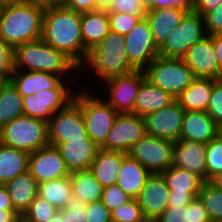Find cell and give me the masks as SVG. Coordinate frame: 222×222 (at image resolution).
Listing matches in <instances>:
<instances>
[{"label":"cell","mask_w":222,"mask_h":222,"mask_svg":"<svg viewBox=\"0 0 222 222\" xmlns=\"http://www.w3.org/2000/svg\"><path fill=\"white\" fill-rule=\"evenodd\" d=\"M81 14L59 3L45 4L42 40L63 52L79 68L85 63L89 50L81 36Z\"/></svg>","instance_id":"6da1fadb"},{"label":"cell","mask_w":222,"mask_h":222,"mask_svg":"<svg viewBox=\"0 0 222 222\" xmlns=\"http://www.w3.org/2000/svg\"><path fill=\"white\" fill-rule=\"evenodd\" d=\"M133 71L135 69L131 66L125 50L124 36L110 31L89 51L85 63L79 68V87L94 90L99 87L100 82Z\"/></svg>","instance_id":"7a4b0ae2"},{"label":"cell","mask_w":222,"mask_h":222,"mask_svg":"<svg viewBox=\"0 0 222 222\" xmlns=\"http://www.w3.org/2000/svg\"><path fill=\"white\" fill-rule=\"evenodd\" d=\"M14 66L19 71H40L79 81V67L63 52L42 39L14 47Z\"/></svg>","instance_id":"3957f363"},{"label":"cell","mask_w":222,"mask_h":222,"mask_svg":"<svg viewBox=\"0 0 222 222\" xmlns=\"http://www.w3.org/2000/svg\"><path fill=\"white\" fill-rule=\"evenodd\" d=\"M45 4L25 0L4 7L0 16V37L12 47L42 38Z\"/></svg>","instance_id":"277c9868"},{"label":"cell","mask_w":222,"mask_h":222,"mask_svg":"<svg viewBox=\"0 0 222 222\" xmlns=\"http://www.w3.org/2000/svg\"><path fill=\"white\" fill-rule=\"evenodd\" d=\"M73 101L81 108L88 137L99 147L108 138L117 111L95 90L79 87Z\"/></svg>","instance_id":"5b68a950"},{"label":"cell","mask_w":222,"mask_h":222,"mask_svg":"<svg viewBox=\"0 0 222 222\" xmlns=\"http://www.w3.org/2000/svg\"><path fill=\"white\" fill-rule=\"evenodd\" d=\"M0 143L34 153L49 144L48 122L22 115L0 129Z\"/></svg>","instance_id":"8992f818"},{"label":"cell","mask_w":222,"mask_h":222,"mask_svg":"<svg viewBox=\"0 0 222 222\" xmlns=\"http://www.w3.org/2000/svg\"><path fill=\"white\" fill-rule=\"evenodd\" d=\"M146 79L153 85L177 97L196 78L181 58L157 56L144 70Z\"/></svg>","instance_id":"52a82bcc"},{"label":"cell","mask_w":222,"mask_h":222,"mask_svg":"<svg viewBox=\"0 0 222 222\" xmlns=\"http://www.w3.org/2000/svg\"><path fill=\"white\" fill-rule=\"evenodd\" d=\"M80 83L63 80L55 89L23 96L24 115L46 122L58 111L64 110L74 99Z\"/></svg>","instance_id":"ba28073f"},{"label":"cell","mask_w":222,"mask_h":222,"mask_svg":"<svg viewBox=\"0 0 222 222\" xmlns=\"http://www.w3.org/2000/svg\"><path fill=\"white\" fill-rule=\"evenodd\" d=\"M146 80L144 71L135 70L126 75L110 78L100 83L95 91L111 105L117 113L134 114L137 94Z\"/></svg>","instance_id":"9c48e42d"},{"label":"cell","mask_w":222,"mask_h":222,"mask_svg":"<svg viewBox=\"0 0 222 222\" xmlns=\"http://www.w3.org/2000/svg\"><path fill=\"white\" fill-rule=\"evenodd\" d=\"M206 35L204 17L189 11L159 48V56L182 59L188 49Z\"/></svg>","instance_id":"30bf717a"},{"label":"cell","mask_w":222,"mask_h":222,"mask_svg":"<svg viewBox=\"0 0 222 222\" xmlns=\"http://www.w3.org/2000/svg\"><path fill=\"white\" fill-rule=\"evenodd\" d=\"M173 141L150 135L134 144L129 155L150 173H161L173 164Z\"/></svg>","instance_id":"8fae6325"},{"label":"cell","mask_w":222,"mask_h":222,"mask_svg":"<svg viewBox=\"0 0 222 222\" xmlns=\"http://www.w3.org/2000/svg\"><path fill=\"white\" fill-rule=\"evenodd\" d=\"M146 135L144 117L118 113L108 138L100 149L128 154L131 147Z\"/></svg>","instance_id":"7c38bea8"},{"label":"cell","mask_w":222,"mask_h":222,"mask_svg":"<svg viewBox=\"0 0 222 222\" xmlns=\"http://www.w3.org/2000/svg\"><path fill=\"white\" fill-rule=\"evenodd\" d=\"M124 42L128 60L135 70L144 71L159 56V49L154 42L146 17L141 18L124 36Z\"/></svg>","instance_id":"4fadbf2b"},{"label":"cell","mask_w":222,"mask_h":222,"mask_svg":"<svg viewBox=\"0 0 222 222\" xmlns=\"http://www.w3.org/2000/svg\"><path fill=\"white\" fill-rule=\"evenodd\" d=\"M75 139H90L85 128L81 108L72 101L64 110L58 111L48 121L49 144Z\"/></svg>","instance_id":"5bb4252c"},{"label":"cell","mask_w":222,"mask_h":222,"mask_svg":"<svg viewBox=\"0 0 222 222\" xmlns=\"http://www.w3.org/2000/svg\"><path fill=\"white\" fill-rule=\"evenodd\" d=\"M183 116L184 109L175 99L169 105L144 117L147 135L176 142L182 130Z\"/></svg>","instance_id":"9a60e30c"},{"label":"cell","mask_w":222,"mask_h":222,"mask_svg":"<svg viewBox=\"0 0 222 222\" xmlns=\"http://www.w3.org/2000/svg\"><path fill=\"white\" fill-rule=\"evenodd\" d=\"M182 60L193 71L195 77L222 79L213 43V35H206L202 40L194 43Z\"/></svg>","instance_id":"2e32d148"},{"label":"cell","mask_w":222,"mask_h":222,"mask_svg":"<svg viewBox=\"0 0 222 222\" xmlns=\"http://www.w3.org/2000/svg\"><path fill=\"white\" fill-rule=\"evenodd\" d=\"M28 172L38 184L70 175L58 149L50 144L29 155Z\"/></svg>","instance_id":"e0dca14e"},{"label":"cell","mask_w":222,"mask_h":222,"mask_svg":"<svg viewBox=\"0 0 222 222\" xmlns=\"http://www.w3.org/2000/svg\"><path fill=\"white\" fill-rule=\"evenodd\" d=\"M170 189L161 173H151L144 187L135 198L144 217L147 220H155L168 207Z\"/></svg>","instance_id":"ac0fdd59"},{"label":"cell","mask_w":222,"mask_h":222,"mask_svg":"<svg viewBox=\"0 0 222 222\" xmlns=\"http://www.w3.org/2000/svg\"><path fill=\"white\" fill-rule=\"evenodd\" d=\"M206 148L207 144L202 142L177 140L173 144L172 166L188 170L207 182Z\"/></svg>","instance_id":"d6986e66"},{"label":"cell","mask_w":222,"mask_h":222,"mask_svg":"<svg viewBox=\"0 0 222 222\" xmlns=\"http://www.w3.org/2000/svg\"><path fill=\"white\" fill-rule=\"evenodd\" d=\"M70 173L88 170L100 149L91 139H75L55 146Z\"/></svg>","instance_id":"ffe728a7"},{"label":"cell","mask_w":222,"mask_h":222,"mask_svg":"<svg viewBox=\"0 0 222 222\" xmlns=\"http://www.w3.org/2000/svg\"><path fill=\"white\" fill-rule=\"evenodd\" d=\"M188 9L169 7L162 9H149L145 17L149 22L154 42L159 49L166 41L170 33L177 28Z\"/></svg>","instance_id":"44dd1931"},{"label":"cell","mask_w":222,"mask_h":222,"mask_svg":"<svg viewBox=\"0 0 222 222\" xmlns=\"http://www.w3.org/2000/svg\"><path fill=\"white\" fill-rule=\"evenodd\" d=\"M219 134V126L206 111H184L179 139L208 144Z\"/></svg>","instance_id":"7402d4cb"},{"label":"cell","mask_w":222,"mask_h":222,"mask_svg":"<svg viewBox=\"0 0 222 222\" xmlns=\"http://www.w3.org/2000/svg\"><path fill=\"white\" fill-rule=\"evenodd\" d=\"M10 81L22 96H28L46 89H55L63 79L52 73L14 70Z\"/></svg>","instance_id":"603a6c76"},{"label":"cell","mask_w":222,"mask_h":222,"mask_svg":"<svg viewBox=\"0 0 222 222\" xmlns=\"http://www.w3.org/2000/svg\"><path fill=\"white\" fill-rule=\"evenodd\" d=\"M126 155L123 152L99 149L88 170L103 187L115 185L123 158Z\"/></svg>","instance_id":"cb8c5ba5"},{"label":"cell","mask_w":222,"mask_h":222,"mask_svg":"<svg viewBox=\"0 0 222 222\" xmlns=\"http://www.w3.org/2000/svg\"><path fill=\"white\" fill-rule=\"evenodd\" d=\"M4 186L18 214H24L38 195V182L28 171L6 182Z\"/></svg>","instance_id":"d4e9b609"},{"label":"cell","mask_w":222,"mask_h":222,"mask_svg":"<svg viewBox=\"0 0 222 222\" xmlns=\"http://www.w3.org/2000/svg\"><path fill=\"white\" fill-rule=\"evenodd\" d=\"M213 89V79L196 77L175 99L184 111H207Z\"/></svg>","instance_id":"484cf974"},{"label":"cell","mask_w":222,"mask_h":222,"mask_svg":"<svg viewBox=\"0 0 222 222\" xmlns=\"http://www.w3.org/2000/svg\"><path fill=\"white\" fill-rule=\"evenodd\" d=\"M150 174L137 160L127 154L123 158L116 184L132 199H135Z\"/></svg>","instance_id":"4316f807"},{"label":"cell","mask_w":222,"mask_h":222,"mask_svg":"<svg viewBox=\"0 0 222 222\" xmlns=\"http://www.w3.org/2000/svg\"><path fill=\"white\" fill-rule=\"evenodd\" d=\"M175 100L170 93L151 84L147 79L142 83L137 94L134 114L145 117L169 105Z\"/></svg>","instance_id":"83f0119b"},{"label":"cell","mask_w":222,"mask_h":222,"mask_svg":"<svg viewBox=\"0 0 222 222\" xmlns=\"http://www.w3.org/2000/svg\"><path fill=\"white\" fill-rule=\"evenodd\" d=\"M80 30L83 44L90 51L110 32L107 10L82 13Z\"/></svg>","instance_id":"f1b7e54d"},{"label":"cell","mask_w":222,"mask_h":222,"mask_svg":"<svg viewBox=\"0 0 222 222\" xmlns=\"http://www.w3.org/2000/svg\"><path fill=\"white\" fill-rule=\"evenodd\" d=\"M29 153L0 143V184L28 171Z\"/></svg>","instance_id":"f546056e"},{"label":"cell","mask_w":222,"mask_h":222,"mask_svg":"<svg viewBox=\"0 0 222 222\" xmlns=\"http://www.w3.org/2000/svg\"><path fill=\"white\" fill-rule=\"evenodd\" d=\"M22 115L23 96L11 81H4L0 85V129Z\"/></svg>","instance_id":"4dcf8cb0"},{"label":"cell","mask_w":222,"mask_h":222,"mask_svg":"<svg viewBox=\"0 0 222 222\" xmlns=\"http://www.w3.org/2000/svg\"><path fill=\"white\" fill-rule=\"evenodd\" d=\"M170 194L199 193L204 181L194 173L171 166L161 172Z\"/></svg>","instance_id":"1f68e13d"},{"label":"cell","mask_w":222,"mask_h":222,"mask_svg":"<svg viewBox=\"0 0 222 222\" xmlns=\"http://www.w3.org/2000/svg\"><path fill=\"white\" fill-rule=\"evenodd\" d=\"M70 177L72 193L83 203H93L102 199L104 187L89 170L70 173Z\"/></svg>","instance_id":"d6a6232c"},{"label":"cell","mask_w":222,"mask_h":222,"mask_svg":"<svg viewBox=\"0 0 222 222\" xmlns=\"http://www.w3.org/2000/svg\"><path fill=\"white\" fill-rule=\"evenodd\" d=\"M72 195L70 175L38 184V196L59 210L64 208Z\"/></svg>","instance_id":"836d02e7"},{"label":"cell","mask_w":222,"mask_h":222,"mask_svg":"<svg viewBox=\"0 0 222 222\" xmlns=\"http://www.w3.org/2000/svg\"><path fill=\"white\" fill-rule=\"evenodd\" d=\"M197 197L206 209L211 222H222V190L204 182Z\"/></svg>","instance_id":"e575fe53"},{"label":"cell","mask_w":222,"mask_h":222,"mask_svg":"<svg viewBox=\"0 0 222 222\" xmlns=\"http://www.w3.org/2000/svg\"><path fill=\"white\" fill-rule=\"evenodd\" d=\"M207 182L216 174L222 173V137L218 134L206 148Z\"/></svg>","instance_id":"d590c367"},{"label":"cell","mask_w":222,"mask_h":222,"mask_svg":"<svg viewBox=\"0 0 222 222\" xmlns=\"http://www.w3.org/2000/svg\"><path fill=\"white\" fill-rule=\"evenodd\" d=\"M112 222H146L143 212L136 199L118 206L111 211Z\"/></svg>","instance_id":"8d00e7d4"},{"label":"cell","mask_w":222,"mask_h":222,"mask_svg":"<svg viewBox=\"0 0 222 222\" xmlns=\"http://www.w3.org/2000/svg\"><path fill=\"white\" fill-rule=\"evenodd\" d=\"M107 15L109 18L110 31L123 36L127 35L142 18L140 15L117 13L110 10H107Z\"/></svg>","instance_id":"74e56055"},{"label":"cell","mask_w":222,"mask_h":222,"mask_svg":"<svg viewBox=\"0 0 222 222\" xmlns=\"http://www.w3.org/2000/svg\"><path fill=\"white\" fill-rule=\"evenodd\" d=\"M55 211L56 207L37 195L24 214L34 222H50Z\"/></svg>","instance_id":"f35d334b"},{"label":"cell","mask_w":222,"mask_h":222,"mask_svg":"<svg viewBox=\"0 0 222 222\" xmlns=\"http://www.w3.org/2000/svg\"><path fill=\"white\" fill-rule=\"evenodd\" d=\"M114 0H60L61 6L70 8L77 13L94 12L98 10H106Z\"/></svg>","instance_id":"ab89813d"},{"label":"cell","mask_w":222,"mask_h":222,"mask_svg":"<svg viewBox=\"0 0 222 222\" xmlns=\"http://www.w3.org/2000/svg\"><path fill=\"white\" fill-rule=\"evenodd\" d=\"M14 70V47L0 37V77L10 81Z\"/></svg>","instance_id":"60d3db41"},{"label":"cell","mask_w":222,"mask_h":222,"mask_svg":"<svg viewBox=\"0 0 222 222\" xmlns=\"http://www.w3.org/2000/svg\"><path fill=\"white\" fill-rule=\"evenodd\" d=\"M62 212L63 222H87L86 204L77 196L72 195Z\"/></svg>","instance_id":"b9f144b4"},{"label":"cell","mask_w":222,"mask_h":222,"mask_svg":"<svg viewBox=\"0 0 222 222\" xmlns=\"http://www.w3.org/2000/svg\"><path fill=\"white\" fill-rule=\"evenodd\" d=\"M206 112L218 126L222 125V79H213L212 94Z\"/></svg>","instance_id":"7bdbcfd3"},{"label":"cell","mask_w":222,"mask_h":222,"mask_svg":"<svg viewBox=\"0 0 222 222\" xmlns=\"http://www.w3.org/2000/svg\"><path fill=\"white\" fill-rule=\"evenodd\" d=\"M132 199L117 184L103 188L101 201L108 207L110 211L120 205L127 203Z\"/></svg>","instance_id":"ee69618b"},{"label":"cell","mask_w":222,"mask_h":222,"mask_svg":"<svg viewBox=\"0 0 222 222\" xmlns=\"http://www.w3.org/2000/svg\"><path fill=\"white\" fill-rule=\"evenodd\" d=\"M106 10L117 13L140 15L142 18L145 17L147 11L144 8V0H114Z\"/></svg>","instance_id":"f6af8a7d"},{"label":"cell","mask_w":222,"mask_h":222,"mask_svg":"<svg viewBox=\"0 0 222 222\" xmlns=\"http://www.w3.org/2000/svg\"><path fill=\"white\" fill-rule=\"evenodd\" d=\"M87 222H112L111 211L100 200L86 204Z\"/></svg>","instance_id":"bcb514c9"},{"label":"cell","mask_w":222,"mask_h":222,"mask_svg":"<svg viewBox=\"0 0 222 222\" xmlns=\"http://www.w3.org/2000/svg\"><path fill=\"white\" fill-rule=\"evenodd\" d=\"M207 35L222 34V3L204 16Z\"/></svg>","instance_id":"7dc6e473"},{"label":"cell","mask_w":222,"mask_h":222,"mask_svg":"<svg viewBox=\"0 0 222 222\" xmlns=\"http://www.w3.org/2000/svg\"><path fill=\"white\" fill-rule=\"evenodd\" d=\"M154 222H188L187 206H168Z\"/></svg>","instance_id":"c3c4849f"},{"label":"cell","mask_w":222,"mask_h":222,"mask_svg":"<svg viewBox=\"0 0 222 222\" xmlns=\"http://www.w3.org/2000/svg\"><path fill=\"white\" fill-rule=\"evenodd\" d=\"M188 222H211L206 209L198 197L188 204Z\"/></svg>","instance_id":"681fc988"},{"label":"cell","mask_w":222,"mask_h":222,"mask_svg":"<svg viewBox=\"0 0 222 222\" xmlns=\"http://www.w3.org/2000/svg\"><path fill=\"white\" fill-rule=\"evenodd\" d=\"M178 7L193 11L194 0H154V5L150 9H162Z\"/></svg>","instance_id":"f907efd6"},{"label":"cell","mask_w":222,"mask_h":222,"mask_svg":"<svg viewBox=\"0 0 222 222\" xmlns=\"http://www.w3.org/2000/svg\"><path fill=\"white\" fill-rule=\"evenodd\" d=\"M221 3L222 0H194L193 11L204 17Z\"/></svg>","instance_id":"816d5d0a"},{"label":"cell","mask_w":222,"mask_h":222,"mask_svg":"<svg viewBox=\"0 0 222 222\" xmlns=\"http://www.w3.org/2000/svg\"><path fill=\"white\" fill-rule=\"evenodd\" d=\"M199 193L170 194L168 206H187Z\"/></svg>","instance_id":"f5cc1de1"},{"label":"cell","mask_w":222,"mask_h":222,"mask_svg":"<svg viewBox=\"0 0 222 222\" xmlns=\"http://www.w3.org/2000/svg\"><path fill=\"white\" fill-rule=\"evenodd\" d=\"M0 209L4 211H15L12 199L6 187L0 184Z\"/></svg>","instance_id":"db71d44e"},{"label":"cell","mask_w":222,"mask_h":222,"mask_svg":"<svg viewBox=\"0 0 222 222\" xmlns=\"http://www.w3.org/2000/svg\"><path fill=\"white\" fill-rule=\"evenodd\" d=\"M214 49L217 57V61L222 71V34L213 35Z\"/></svg>","instance_id":"11a10c76"},{"label":"cell","mask_w":222,"mask_h":222,"mask_svg":"<svg viewBox=\"0 0 222 222\" xmlns=\"http://www.w3.org/2000/svg\"><path fill=\"white\" fill-rule=\"evenodd\" d=\"M18 213L16 211H4L0 209V222H16Z\"/></svg>","instance_id":"9f6ffc18"},{"label":"cell","mask_w":222,"mask_h":222,"mask_svg":"<svg viewBox=\"0 0 222 222\" xmlns=\"http://www.w3.org/2000/svg\"><path fill=\"white\" fill-rule=\"evenodd\" d=\"M214 188L222 190V173L216 174L208 180Z\"/></svg>","instance_id":"6f0895ef"},{"label":"cell","mask_w":222,"mask_h":222,"mask_svg":"<svg viewBox=\"0 0 222 222\" xmlns=\"http://www.w3.org/2000/svg\"><path fill=\"white\" fill-rule=\"evenodd\" d=\"M50 222H63V212L62 209L55 211L52 218L50 219Z\"/></svg>","instance_id":"680465c9"},{"label":"cell","mask_w":222,"mask_h":222,"mask_svg":"<svg viewBox=\"0 0 222 222\" xmlns=\"http://www.w3.org/2000/svg\"><path fill=\"white\" fill-rule=\"evenodd\" d=\"M24 1L25 0H0V4L3 7H7V6L15 5V4H20Z\"/></svg>","instance_id":"91938a15"},{"label":"cell","mask_w":222,"mask_h":222,"mask_svg":"<svg viewBox=\"0 0 222 222\" xmlns=\"http://www.w3.org/2000/svg\"><path fill=\"white\" fill-rule=\"evenodd\" d=\"M16 222H34L25 214H18Z\"/></svg>","instance_id":"94428289"},{"label":"cell","mask_w":222,"mask_h":222,"mask_svg":"<svg viewBox=\"0 0 222 222\" xmlns=\"http://www.w3.org/2000/svg\"><path fill=\"white\" fill-rule=\"evenodd\" d=\"M154 5V0H144V8L149 10Z\"/></svg>","instance_id":"6125c7cd"},{"label":"cell","mask_w":222,"mask_h":222,"mask_svg":"<svg viewBox=\"0 0 222 222\" xmlns=\"http://www.w3.org/2000/svg\"><path fill=\"white\" fill-rule=\"evenodd\" d=\"M44 4L58 3L60 0H35Z\"/></svg>","instance_id":"be15d7a7"},{"label":"cell","mask_w":222,"mask_h":222,"mask_svg":"<svg viewBox=\"0 0 222 222\" xmlns=\"http://www.w3.org/2000/svg\"><path fill=\"white\" fill-rule=\"evenodd\" d=\"M219 135L222 137V125L219 126Z\"/></svg>","instance_id":"e7e4bbea"},{"label":"cell","mask_w":222,"mask_h":222,"mask_svg":"<svg viewBox=\"0 0 222 222\" xmlns=\"http://www.w3.org/2000/svg\"><path fill=\"white\" fill-rule=\"evenodd\" d=\"M3 9H4V7L0 4V16H1L2 12H3Z\"/></svg>","instance_id":"03108f58"},{"label":"cell","mask_w":222,"mask_h":222,"mask_svg":"<svg viewBox=\"0 0 222 222\" xmlns=\"http://www.w3.org/2000/svg\"><path fill=\"white\" fill-rule=\"evenodd\" d=\"M4 82V80L0 77V85Z\"/></svg>","instance_id":"003e7915"}]
</instances>
